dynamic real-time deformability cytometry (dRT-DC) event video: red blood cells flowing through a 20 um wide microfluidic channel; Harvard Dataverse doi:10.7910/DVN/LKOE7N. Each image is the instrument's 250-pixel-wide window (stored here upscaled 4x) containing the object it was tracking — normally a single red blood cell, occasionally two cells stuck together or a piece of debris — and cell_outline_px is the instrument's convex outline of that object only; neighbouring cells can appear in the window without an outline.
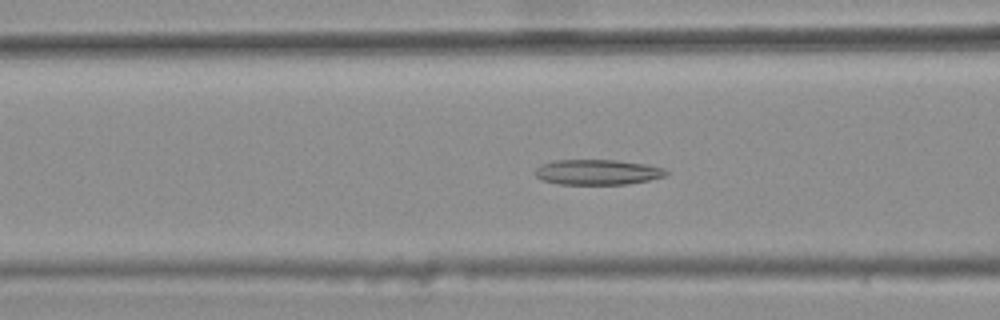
{"species": "common noctule bat (a hibernating species)", "species_latin": "Nyctalus noctula", "temperature_condition": "warm", "stored_images_in_passage": 42, "camera_frame_rate_fps": 3000, "um_per_image_px": 0.085, "animal": {"sex": "female", "body_mass_g": 25.1}, "frame": {"image": 1, "passage_image": 17, "time_ms": 5.333, "image_size_px": [1000, 320], "cell_outline_px": [[672, 172], [664, 176], [648, 180], [628, 184], [560, 184], [544, 180], [536, 176], [532, 172], [540, 164], [556, 160], [616, 160], [644, 164], [664, 168]], "centroid_in_image_um": [50.78, 14.63], "position_along_channel_um": 115.8, "area_um2": 19.31}}
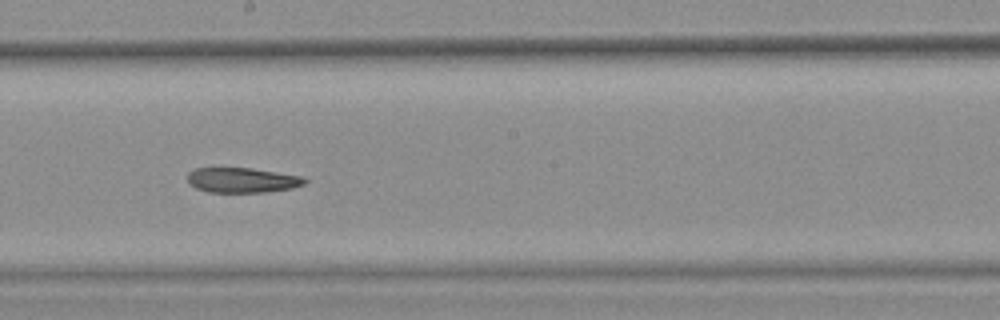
{"frame": {"image": 2, "passage_image": 26, "time_ms": 8.333, "image_size_px": [1000, 320], "cell_outline_px": [[308, 180], [304, 184], [292, 188], [268, 192], [208, 192], [196, 188], [188, 184], [188, 172], [196, 168], [252, 168], [304, 176]], "centroid_in_image_um": [20.61, 15.31], "position_along_channel_um": 227.6, "area_um2": 17.22}}
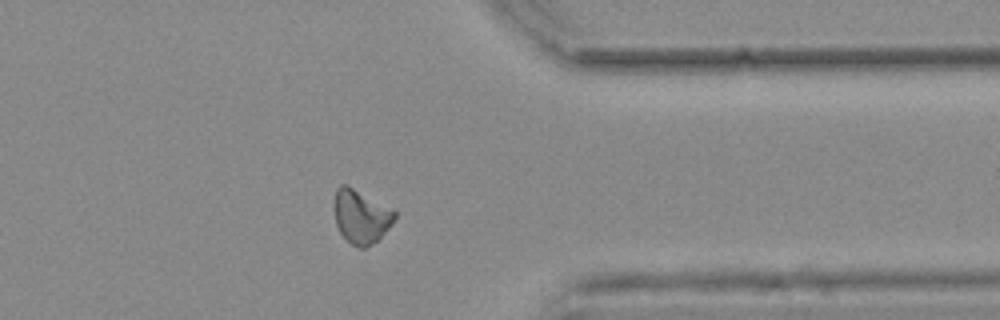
{"frame": {"image": 3, "passage_image": 39, "time_ms": 12.667, "image_size_px": [1000, 320], "cell_outline_px": [[396, 216], [392, 224], [372, 244], [364, 248], [360, 248], [352, 244], [340, 232], [336, 224], [332, 204], [336, 188], [340, 184], [348, 184], [396, 208]], "centroid_in_image_um": [30.69, 18.32], "position_along_channel_um": 380.7, "area_um2": 19.54}, "authors_computed_cell_mechanics": {"area_um2": 18.8428, "velocity_mm_per_s": 3.7395, "shape_relaxation_time_tau1_ms": null, "shape_relaxation_time_tau2_ms": 6.2901, "deformation_change_tau1": null, "deformation_change_tau2": 0.1388}}